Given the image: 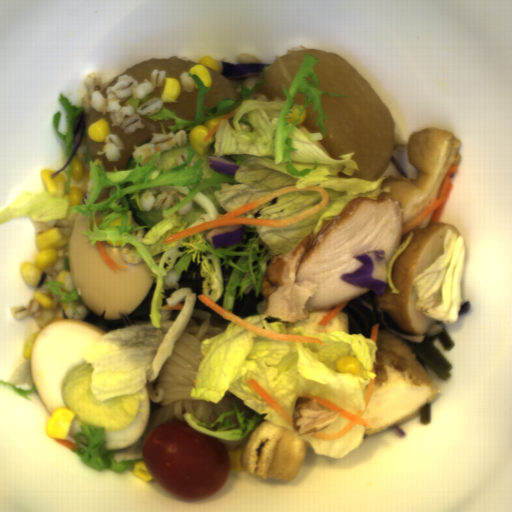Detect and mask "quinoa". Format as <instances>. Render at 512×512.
<instances>
[{"mask_svg": "<svg viewBox=\"0 0 512 512\" xmlns=\"http://www.w3.org/2000/svg\"><path fill=\"white\" fill-rule=\"evenodd\" d=\"M187 157H188V155H187L186 152L181 154V155H179L178 157H176V164H177V166L178 165H182L187 160Z\"/></svg>", "mask_w": 512, "mask_h": 512, "instance_id": "e784ab08", "label": "quinoa"}, {"mask_svg": "<svg viewBox=\"0 0 512 512\" xmlns=\"http://www.w3.org/2000/svg\"><path fill=\"white\" fill-rule=\"evenodd\" d=\"M63 282H64V287H65L66 292L69 293V292H72L73 289H75L73 281H72L71 271H68V273L66 274V276L63 279Z\"/></svg>", "mask_w": 512, "mask_h": 512, "instance_id": "c1ec9cd1", "label": "quinoa"}, {"mask_svg": "<svg viewBox=\"0 0 512 512\" xmlns=\"http://www.w3.org/2000/svg\"><path fill=\"white\" fill-rule=\"evenodd\" d=\"M186 196H180L176 190L167 192L161 190L160 194L155 196L154 189L144 190L140 195L138 201L143 211H150L153 208L155 211H161L162 208L169 209L176 206V200L180 203L184 201Z\"/></svg>", "mask_w": 512, "mask_h": 512, "instance_id": "93cce260", "label": "quinoa"}, {"mask_svg": "<svg viewBox=\"0 0 512 512\" xmlns=\"http://www.w3.org/2000/svg\"><path fill=\"white\" fill-rule=\"evenodd\" d=\"M104 75L94 72L83 80L89 89L80 100L84 114H88L91 108L103 115L109 113L111 126L121 127L125 133L131 134L137 131L138 127H145L141 115L149 116L161 110L165 101L155 96L138 106L136 111L130 104L121 103L128 98L142 100L147 94H152L156 87L164 85L167 78V72L164 70L153 69L150 80L144 79L140 84L131 75L122 74L118 76L115 85L107 88V97L102 94Z\"/></svg>", "mask_w": 512, "mask_h": 512, "instance_id": "d39296ef", "label": "quinoa"}, {"mask_svg": "<svg viewBox=\"0 0 512 512\" xmlns=\"http://www.w3.org/2000/svg\"><path fill=\"white\" fill-rule=\"evenodd\" d=\"M186 143V129L179 130L177 134H175L174 131H170L169 134H153L150 143H146L135 148L132 154L133 162L136 163L138 156H142L140 162L141 166L147 165L150 161H152L157 152H160L161 154L164 151L172 150L175 145L182 147L185 146Z\"/></svg>", "mask_w": 512, "mask_h": 512, "instance_id": "e98c37e4", "label": "quinoa"}, {"mask_svg": "<svg viewBox=\"0 0 512 512\" xmlns=\"http://www.w3.org/2000/svg\"><path fill=\"white\" fill-rule=\"evenodd\" d=\"M52 227H57L64 235H67L68 237L72 233V226L69 224L67 219L59 218L55 220H50L47 222H39L37 227L38 234L41 232H44L46 230H49Z\"/></svg>", "mask_w": 512, "mask_h": 512, "instance_id": "35df824d", "label": "quinoa"}, {"mask_svg": "<svg viewBox=\"0 0 512 512\" xmlns=\"http://www.w3.org/2000/svg\"><path fill=\"white\" fill-rule=\"evenodd\" d=\"M105 145L98 151V156L106 154L108 162H119L122 158L121 151L125 149V146L119 136L113 133H109L105 137Z\"/></svg>", "mask_w": 512, "mask_h": 512, "instance_id": "bbbc4d03", "label": "quinoa"}, {"mask_svg": "<svg viewBox=\"0 0 512 512\" xmlns=\"http://www.w3.org/2000/svg\"><path fill=\"white\" fill-rule=\"evenodd\" d=\"M53 296V304L51 309H45L36 299L33 297L28 306H24L23 304L14 305L11 307V313L14 319H22L26 316L32 315L36 320L37 324L40 328H43L47 325L49 321L52 319H62L65 316L68 319H78L84 320L88 314V309L83 304L79 302H75L74 306L77 310L78 314L72 308L73 302L63 303L58 301L61 297L60 295H56L54 292Z\"/></svg>", "mask_w": 512, "mask_h": 512, "instance_id": "754e4f59", "label": "quinoa"}, {"mask_svg": "<svg viewBox=\"0 0 512 512\" xmlns=\"http://www.w3.org/2000/svg\"><path fill=\"white\" fill-rule=\"evenodd\" d=\"M188 75L189 74L186 71L182 72L179 75V80L181 82V85H182L183 89L187 93H193L194 90H195V81H194V79L191 76H188Z\"/></svg>", "mask_w": 512, "mask_h": 512, "instance_id": "563cb8e1", "label": "quinoa"}, {"mask_svg": "<svg viewBox=\"0 0 512 512\" xmlns=\"http://www.w3.org/2000/svg\"><path fill=\"white\" fill-rule=\"evenodd\" d=\"M64 260H69V245H64L57 251V260L45 270L46 282L56 281L58 273L65 269Z\"/></svg>", "mask_w": 512, "mask_h": 512, "instance_id": "cbbaa349", "label": "quinoa"}]
</instances>
